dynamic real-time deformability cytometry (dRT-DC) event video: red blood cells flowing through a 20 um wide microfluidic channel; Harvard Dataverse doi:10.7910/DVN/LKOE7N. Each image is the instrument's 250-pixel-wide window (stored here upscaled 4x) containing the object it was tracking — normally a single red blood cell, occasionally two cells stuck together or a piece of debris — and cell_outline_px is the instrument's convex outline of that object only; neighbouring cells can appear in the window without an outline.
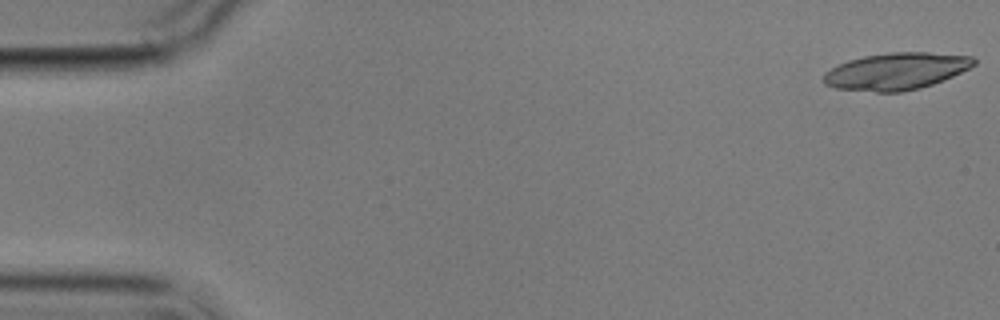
{"species": "common noctule bat (a hibernating species)", "species_latin": "Nyctalus noctula", "temperature_condition": "cold", "stored_images_in_passage": 5, "camera_frame_rate_fps": 3000, "um_per_image_px": 0.085, "animal": {"sex": "male", "body_mass_g": 17.9}, "frame": {"image": 1, "passage_image": 1, "time_ms": 0.0, "image_size_px": [1000, 320], "cell_outline_px": [[976, 64], [944, 80], [920, 88], [900, 92], [876, 92], [836, 88], [824, 84], [824, 72], [848, 60], [864, 56], [888, 52], [928, 52], [972, 56], [976, 60]], "centroid_in_image_um": [76.18, 6.05], "position_along_channel_um": 8.8, "area_um2": 32.25}}